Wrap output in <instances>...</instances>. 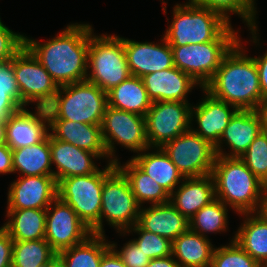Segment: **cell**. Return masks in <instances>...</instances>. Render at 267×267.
<instances>
[{"label":"cell","instance_id":"obj_37","mask_svg":"<svg viewBox=\"0 0 267 267\" xmlns=\"http://www.w3.org/2000/svg\"><path fill=\"white\" fill-rule=\"evenodd\" d=\"M138 233V238L132 241L150 258H164L172 255V241L142 229L137 223L122 232L123 236L126 233Z\"/></svg>","mask_w":267,"mask_h":267},{"label":"cell","instance_id":"obj_47","mask_svg":"<svg viewBox=\"0 0 267 267\" xmlns=\"http://www.w3.org/2000/svg\"><path fill=\"white\" fill-rule=\"evenodd\" d=\"M255 111L260 118L262 131L267 132V97L263 98L258 103V106Z\"/></svg>","mask_w":267,"mask_h":267},{"label":"cell","instance_id":"obj_49","mask_svg":"<svg viewBox=\"0 0 267 267\" xmlns=\"http://www.w3.org/2000/svg\"><path fill=\"white\" fill-rule=\"evenodd\" d=\"M46 267H65L64 263L56 256Z\"/></svg>","mask_w":267,"mask_h":267},{"label":"cell","instance_id":"obj_46","mask_svg":"<svg viewBox=\"0 0 267 267\" xmlns=\"http://www.w3.org/2000/svg\"><path fill=\"white\" fill-rule=\"evenodd\" d=\"M146 267H180L172 255L164 258L151 259Z\"/></svg>","mask_w":267,"mask_h":267},{"label":"cell","instance_id":"obj_34","mask_svg":"<svg viewBox=\"0 0 267 267\" xmlns=\"http://www.w3.org/2000/svg\"><path fill=\"white\" fill-rule=\"evenodd\" d=\"M56 256L57 253L45 238L14 241L12 267H46Z\"/></svg>","mask_w":267,"mask_h":267},{"label":"cell","instance_id":"obj_31","mask_svg":"<svg viewBox=\"0 0 267 267\" xmlns=\"http://www.w3.org/2000/svg\"><path fill=\"white\" fill-rule=\"evenodd\" d=\"M116 167L129 181L132 193L135 195V199L140 207L145 202H149L151 205L170 202V194L143 172L131 159L125 162V164H121L118 161Z\"/></svg>","mask_w":267,"mask_h":267},{"label":"cell","instance_id":"obj_28","mask_svg":"<svg viewBox=\"0 0 267 267\" xmlns=\"http://www.w3.org/2000/svg\"><path fill=\"white\" fill-rule=\"evenodd\" d=\"M107 105L145 117L152 101L148 97L142 78L131 75L107 92Z\"/></svg>","mask_w":267,"mask_h":267},{"label":"cell","instance_id":"obj_13","mask_svg":"<svg viewBox=\"0 0 267 267\" xmlns=\"http://www.w3.org/2000/svg\"><path fill=\"white\" fill-rule=\"evenodd\" d=\"M192 105L181 101L152 102L145 116L149 147H162L191 130L194 124L191 122Z\"/></svg>","mask_w":267,"mask_h":267},{"label":"cell","instance_id":"obj_21","mask_svg":"<svg viewBox=\"0 0 267 267\" xmlns=\"http://www.w3.org/2000/svg\"><path fill=\"white\" fill-rule=\"evenodd\" d=\"M50 150L51 163L56 166V170L53 169L56 182L72 176L92 174L99 169L93 160L100 159L95 153L75 147L51 135Z\"/></svg>","mask_w":267,"mask_h":267},{"label":"cell","instance_id":"obj_36","mask_svg":"<svg viewBox=\"0 0 267 267\" xmlns=\"http://www.w3.org/2000/svg\"><path fill=\"white\" fill-rule=\"evenodd\" d=\"M20 107V91L13 69V58L0 63V119L7 120Z\"/></svg>","mask_w":267,"mask_h":267},{"label":"cell","instance_id":"obj_41","mask_svg":"<svg viewBox=\"0 0 267 267\" xmlns=\"http://www.w3.org/2000/svg\"><path fill=\"white\" fill-rule=\"evenodd\" d=\"M121 250H117V244L110 242V246L116 251L126 267H146L150 258L139 248L132 239Z\"/></svg>","mask_w":267,"mask_h":267},{"label":"cell","instance_id":"obj_14","mask_svg":"<svg viewBox=\"0 0 267 267\" xmlns=\"http://www.w3.org/2000/svg\"><path fill=\"white\" fill-rule=\"evenodd\" d=\"M91 234L76 212L58 197L46 208L45 239L57 254Z\"/></svg>","mask_w":267,"mask_h":267},{"label":"cell","instance_id":"obj_29","mask_svg":"<svg viewBox=\"0 0 267 267\" xmlns=\"http://www.w3.org/2000/svg\"><path fill=\"white\" fill-rule=\"evenodd\" d=\"M2 226L14 241L45 238L46 209H7Z\"/></svg>","mask_w":267,"mask_h":267},{"label":"cell","instance_id":"obj_11","mask_svg":"<svg viewBox=\"0 0 267 267\" xmlns=\"http://www.w3.org/2000/svg\"><path fill=\"white\" fill-rule=\"evenodd\" d=\"M101 127L107 154L113 163L119 161L115 153L116 143L134 153H140L144 149L150 148L146 136L144 116L107 105Z\"/></svg>","mask_w":267,"mask_h":267},{"label":"cell","instance_id":"obj_17","mask_svg":"<svg viewBox=\"0 0 267 267\" xmlns=\"http://www.w3.org/2000/svg\"><path fill=\"white\" fill-rule=\"evenodd\" d=\"M162 43L138 42L122 37L127 63L132 76H143L174 67L170 44L163 37Z\"/></svg>","mask_w":267,"mask_h":267},{"label":"cell","instance_id":"obj_23","mask_svg":"<svg viewBox=\"0 0 267 267\" xmlns=\"http://www.w3.org/2000/svg\"><path fill=\"white\" fill-rule=\"evenodd\" d=\"M137 224L145 231L155 233L170 241L189 229V220L170 202L140 207Z\"/></svg>","mask_w":267,"mask_h":267},{"label":"cell","instance_id":"obj_30","mask_svg":"<svg viewBox=\"0 0 267 267\" xmlns=\"http://www.w3.org/2000/svg\"><path fill=\"white\" fill-rule=\"evenodd\" d=\"M12 162L20 176L53 175L50 134L38 144L12 150Z\"/></svg>","mask_w":267,"mask_h":267},{"label":"cell","instance_id":"obj_38","mask_svg":"<svg viewBox=\"0 0 267 267\" xmlns=\"http://www.w3.org/2000/svg\"><path fill=\"white\" fill-rule=\"evenodd\" d=\"M210 267H262L234 240L228 245L215 247Z\"/></svg>","mask_w":267,"mask_h":267},{"label":"cell","instance_id":"obj_52","mask_svg":"<svg viewBox=\"0 0 267 267\" xmlns=\"http://www.w3.org/2000/svg\"><path fill=\"white\" fill-rule=\"evenodd\" d=\"M162 3L164 4V7H162V9H163L164 13L166 14V13H167V12H166V8H167V7L165 6V3H166V2L163 0Z\"/></svg>","mask_w":267,"mask_h":267},{"label":"cell","instance_id":"obj_40","mask_svg":"<svg viewBox=\"0 0 267 267\" xmlns=\"http://www.w3.org/2000/svg\"><path fill=\"white\" fill-rule=\"evenodd\" d=\"M25 35L13 32L0 18V63L12 59L24 46Z\"/></svg>","mask_w":267,"mask_h":267},{"label":"cell","instance_id":"obj_3","mask_svg":"<svg viewBox=\"0 0 267 267\" xmlns=\"http://www.w3.org/2000/svg\"><path fill=\"white\" fill-rule=\"evenodd\" d=\"M212 176L215 198L229 205L238 214L260 212L265 196L261 180L240 157L217 155Z\"/></svg>","mask_w":267,"mask_h":267},{"label":"cell","instance_id":"obj_8","mask_svg":"<svg viewBox=\"0 0 267 267\" xmlns=\"http://www.w3.org/2000/svg\"><path fill=\"white\" fill-rule=\"evenodd\" d=\"M239 30L230 25L214 41L171 46L174 66L191 76L202 88L211 80L225 55L239 41Z\"/></svg>","mask_w":267,"mask_h":267},{"label":"cell","instance_id":"obj_32","mask_svg":"<svg viewBox=\"0 0 267 267\" xmlns=\"http://www.w3.org/2000/svg\"><path fill=\"white\" fill-rule=\"evenodd\" d=\"M105 234L89 235L83 242L57 254L65 267H99L103 254L111 247Z\"/></svg>","mask_w":267,"mask_h":267},{"label":"cell","instance_id":"obj_6","mask_svg":"<svg viewBox=\"0 0 267 267\" xmlns=\"http://www.w3.org/2000/svg\"><path fill=\"white\" fill-rule=\"evenodd\" d=\"M109 163L88 175L72 176L57 182V197L69 205L94 234H100L101 195L104 180L116 169Z\"/></svg>","mask_w":267,"mask_h":267},{"label":"cell","instance_id":"obj_9","mask_svg":"<svg viewBox=\"0 0 267 267\" xmlns=\"http://www.w3.org/2000/svg\"><path fill=\"white\" fill-rule=\"evenodd\" d=\"M140 205L132 193L129 181L116 168L103 183L100 212V234H105L104 218L117 233L133 227L139 218Z\"/></svg>","mask_w":267,"mask_h":267},{"label":"cell","instance_id":"obj_7","mask_svg":"<svg viewBox=\"0 0 267 267\" xmlns=\"http://www.w3.org/2000/svg\"><path fill=\"white\" fill-rule=\"evenodd\" d=\"M90 32L87 81L108 92L131 76L122 37ZM90 69V70H89Z\"/></svg>","mask_w":267,"mask_h":267},{"label":"cell","instance_id":"obj_16","mask_svg":"<svg viewBox=\"0 0 267 267\" xmlns=\"http://www.w3.org/2000/svg\"><path fill=\"white\" fill-rule=\"evenodd\" d=\"M6 144L12 149L42 142L49 134L48 109L36 107L35 112L21 108L5 120Z\"/></svg>","mask_w":267,"mask_h":267},{"label":"cell","instance_id":"obj_43","mask_svg":"<svg viewBox=\"0 0 267 267\" xmlns=\"http://www.w3.org/2000/svg\"><path fill=\"white\" fill-rule=\"evenodd\" d=\"M258 70L260 89L262 97H267V51L262 56H254Z\"/></svg>","mask_w":267,"mask_h":267},{"label":"cell","instance_id":"obj_42","mask_svg":"<svg viewBox=\"0 0 267 267\" xmlns=\"http://www.w3.org/2000/svg\"><path fill=\"white\" fill-rule=\"evenodd\" d=\"M14 240L8 232L0 227V267H12V253Z\"/></svg>","mask_w":267,"mask_h":267},{"label":"cell","instance_id":"obj_5","mask_svg":"<svg viewBox=\"0 0 267 267\" xmlns=\"http://www.w3.org/2000/svg\"><path fill=\"white\" fill-rule=\"evenodd\" d=\"M107 92L87 80L61 86L47 107L49 120H70L101 125Z\"/></svg>","mask_w":267,"mask_h":267},{"label":"cell","instance_id":"obj_48","mask_svg":"<svg viewBox=\"0 0 267 267\" xmlns=\"http://www.w3.org/2000/svg\"><path fill=\"white\" fill-rule=\"evenodd\" d=\"M6 144V124L5 120L0 119V145Z\"/></svg>","mask_w":267,"mask_h":267},{"label":"cell","instance_id":"obj_15","mask_svg":"<svg viewBox=\"0 0 267 267\" xmlns=\"http://www.w3.org/2000/svg\"><path fill=\"white\" fill-rule=\"evenodd\" d=\"M6 209H46L57 198L53 175L20 176L8 188Z\"/></svg>","mask_w":267,"mask_h":267},{"label":"cell","instance_id":"obj_44","mask_svg":"<svg viewBox=\"0 0 267 267\" xmlns=\"http://www.w3.org/2000/svg\"><path fill=\"white\" fill-rule=\"evenodd\" d=\"M13 172L12 149L7 144L0 145V174Z\"/></svg>","mask_w":267,"mask_h":267},{"label":"cell","instance_id":"obj_25","mask_svg":"<svg viewBox=\"0 0 267 267\" xmlns=\"http://www.w3.org/2000/svg\"><path fill=\"white\" fill-rule=\"evenodd\" d=\"M153 149L152 153L151 148L144 149L131 160L171 194L185 178L161 147Z\"/></svg>","mask_w":267,"mask_h":267},{"label":"cell","instance_id":"obj_33","mask_svg":"<svg viewBox=\"0 0 267 267\" xmlns=\"http://www.w3.org/2000/svg\"><path fill=\"white\" fill-rule=\"evenodd\" d=\"M196 5L209 8L219 14H221L229 23L230 13L237 14L242 18L243 22L246 23L252 34L251 41L253 43H260L258 38V31L256 25V13L255 8L256 0H188Z\"/></svg>","mask_w":267,"mask_h":267},{"label":"cell","instance_id":"obj_22","mask_svg":"<svg viewBox=\"0 0 267 267\" xmlns=\"http://www.w3.org/2000/svg\"><path fill=\"white\" fill-rule=\"evenodd\" d=\"M49 134L58 140L70 143L75 147L95 153L99 158L108 157L102 136L101 125H92L70 120H49Z\"/></svg>","mask_w":267,"mask_h":267},{"label":"cell","instance_id":"obj_35","mask_svg":"<svg viewBox=\"0 0 267 267\" xmlns=\"http://www.w3.org/2000/svg\"><path fill=\"white\" fill-rule=\"evenodd\" d=\"M227 205L215 198L189 219V229L208 238L209 233L226 232L228 229Z\"/></svg>","mask_w":267,"mask_h":267},{"label":"cell","instance_id":"obj_45","mask_svg":"<svg viewBox=\"0 0 267 267\" xmlns=\"http://www.w3.org/2000/svg\"><path fill=\"white\" fill-rule=\"evenodd\" d=\"M99 267H126L116 251L110 247L102 256Z\"/></svg>","mask_w":267,"mask_h":267},{"label":"cell","instance_id":"obj_18","mask_svg":"<svg viewBox=\"0 0 267 267\" xmlns=\"http://www.w3.org/2000/svg\"><path fill=\"white\" fill-rule=\"evenodd\" d=\"M202 91L205 97L191 109V122L195 121L198 127L191 130L215 146L238 109L214 98L203 88Z\"/></svg>","mask_w":267,"mask_h":267},{"label":"cell","instance_id":"obj_20","mask_svg":"<svg viewBox=\"0 0 267 267\" xmlns=\"http://www.w3.org/2000/svg\"><path fill=\"white\" fill-rule=\"evenodd\" d=\"M261 131L260 118L255 110H238L215 145L216 154L241 157ZM221 144H226L231 152H224Z\"/></svg>","mask_w":267,"mask_h":267},{"label":"cell","instance_id":"obj_26","mask_svg":"<svg viewBox=\"0 0 267 267\" xmlns=\"http://www.w3.org/2000/svg\"><path fill=\"white\" fill-rule=\"evenodd\" d=\"M240 215L246 217L235 232L234 240L260 265L267 266V218L261 212Z\"/></svg>","mask_w":267,"mask_h":267},{"label":"cell","instance_id":"obj_19","mask_svg":"<svg viewBox=\"0 0 267 267\" xmlns=\"http://www.w3.org/2000/svg\"><path fill=\"white\" fill-rule=\"evenodd\" d=\"M149 99L189 103L188 93L196 86L202 88L191 76L177 67L156 71L142 77Z\"/></svg>","mask_w":267,"mask_h":267},{"label":"cell","instance_id":"obj_27","mask_svg":"<svg viewBox=\"0 0 267 267\" xmlns=\"http://www.w3.org/2000/svg\"><path fill=\"white\" fill-rule=\"evenodd\" d=\"M209 238L188 229L172 241V256L180 267H210L214 245Z\"/></svg>","mask_w":267,"mask_h":267},{"label":"cell","instance_id":"obj_50","mask_svg":"<svg viewBox=\"0 0 267 267\" xmlns=\"http://www.w3.org/2000/svg\"><path fill=\"white\" fill-rule=\"evenodd\" d=\"M260 212L267 218V193H265Z\"/></svg>","mask_w":267,"mask_h":267},{"label":"cell","instance_id":"obj_51","mask_svg":"<svg viewBox=\"0 0 267 267\" xmlns=\"http://www.w3.org/2000/svg\"><path fill=\"white\" fill-rule=\"evenodd\" d=\"M261 185L265 193H267V173L266 176L261 180Z\"/></svg>","mask_w":267,"mask_h":267},{"label":"cell","instance_id":"obj_10","mask_svg":"<svg viewBox=\"0 0 267 267\" xmlns=\"http://www.w3.org/2000/svg\"><path fill=\"white\" fill-rule=\"evenodd\" d=\"M13 69L20 91V107L34 102L36 107L47 108L59 87L25 46L13 57Z\"/></svg>","mask_w":267,"mask_h":267},{"label":"cell","instance_id":"obj_4","mask_svg":"<svg viewBox=\"0 0 267 267\" xmlns=\"http://www.w3.org/2000/svg\"><path fill=\"white\" fill-rule=\"evenodd\" d=\"M173 18L163 37L170 46L214 41L230 25L221 14L192 2L173 7Z\"/></svg>","mask_w":267,"mask_h":267},{"label":"cell","instance_id":"obj_1","mask_svg":"<svg viewBox=\"0 0 267 267\" xmlns=\"http://www.w3.org/2000/svg\"><path fill=\"white\" fill-rule=\"evenodd\" d=\"M89 24L71 23L44 43L24 37V46L46 69L58 87L87 79Z\"/></svg>","mask_w":267,"mask_h":267},{"label":"cell","instance_id":"obj_24","mask_svg":"<svg viewBox=\"0 0 267 267\" xmlns=\"http://www.w3.org/2000/svg\"><path fill=\"white\" fill-rule=\"evenodd\" d=\"M215 199L212 174L185 178L170 194V203L188 220Z\"/></svg>","mask_w":267,"mask_h":267},{"label":"cell","instance_id":"obj_12","mask_svg":"<svg viewBox=\"0 0 267 267\" xmlns=\"http://www.w3.org/2000/svg\"><path fill=\"white\" fill-rule=\"evenodd\" d=\"M184 178L212 174L217 157L215 146L192 130L161 147Z\"/></svg>","mask_w":267,"mask_h":267},{"label":"cell","instance_id":"obj_2","mask_svg":"<svg viewBox=\"0 0 267 267\" xmlns=\"http://www.w3.org/2000/svg\"><path fill=\"white\" fill-rule=\"evenodd\" d=\"M241 41L239 37L203 89L238 110H256L263 99L258 70L254 58L248 57Z\"/></svg>","mask_w":267,"mask_h":267},{"label":"cell","instance_id":"obj_39","mask_svg":"<svg viewBox=\"0 0 267 267\" xmlns=\"http://www.w3.org/2000/svg\"><path fill=\"white\" fill-rule=\"evenodd\" d=\"M240 159L262 180L267 173V132L261 131Z\"/></svg>","mask_w":267,"mask_h":267}]
</instances>
